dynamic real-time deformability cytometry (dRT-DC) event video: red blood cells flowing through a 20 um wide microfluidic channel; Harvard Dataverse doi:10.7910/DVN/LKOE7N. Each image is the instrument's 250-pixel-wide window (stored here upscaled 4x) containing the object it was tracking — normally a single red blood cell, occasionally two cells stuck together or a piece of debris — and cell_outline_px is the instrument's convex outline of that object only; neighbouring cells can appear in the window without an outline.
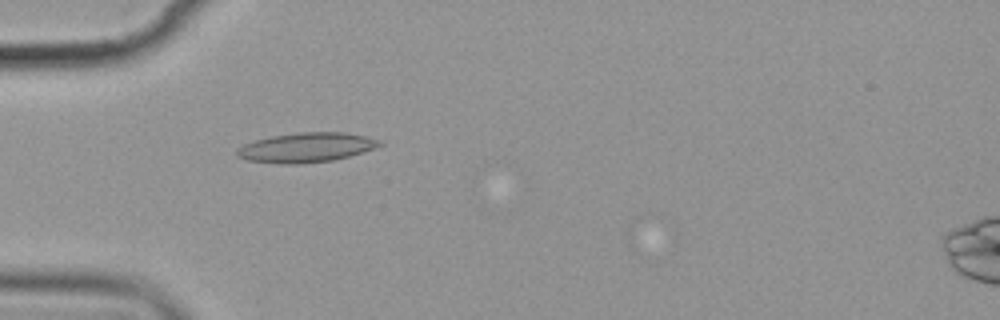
{"species": "common noctule bat (a hibernating species)", "species_latin": "Nyctalus noctula", "temperature_condition": "cold", "stored_images_in_passage": 5, "camera_frame_rate_fps": 3000, "um_per_image_px": 0.085, "animal": {"sex": "female", "body_mass_g": 19.9}, "frame": {"image": 1, "passage_image": 5, "time_ms": 4.667, "image_size_px": [1000, 320], "cell_outline_px": [[384, 144], [376, 148], [348, 156], [332, 160], [304, 164], [280, 164], [248, 160], [236, 156], [236, 148], [244, 144], [256, 140], [272, 136], [296, 132], [344, 132], [384, 140]], "centroid_in_image_um": [26.05, 12.53], "position_along_channel_um": 59.0, "area_um2": 24.8}}